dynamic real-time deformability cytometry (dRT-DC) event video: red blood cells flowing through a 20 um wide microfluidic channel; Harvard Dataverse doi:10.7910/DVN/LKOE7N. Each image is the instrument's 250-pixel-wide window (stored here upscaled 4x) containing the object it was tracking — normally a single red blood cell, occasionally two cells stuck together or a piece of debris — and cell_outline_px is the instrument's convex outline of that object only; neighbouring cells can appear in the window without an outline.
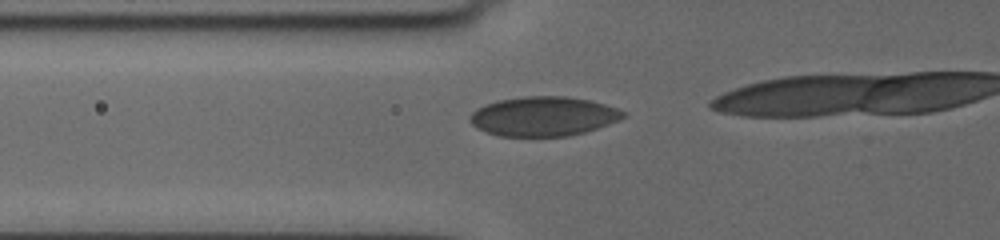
{"species": "human", "species_latin": "Homo sapiens", "temperature_condition": "cold", "stored_images_in_passage": 9, "camera_frame_rate_fps": 3000, "um_per_image_px": 0.085, "donor": {"sex": "female"}, "frame": {"image": 1, "passage_image": 4, "time_ms": 1.0, "image_size_px": [1000, 240], "cell_outline_px": [[624, 116], [620, 120], [584, 132], [568, 136], [500, 136], [476, 128], [468, 120], [472, 112], [476, 108], [500, 100], [524, 96], [568, 96], [588, 100], [604, 104], [616, 108], [624, 112]], "centroid_in_image_um": [46.17, 9.89], "position_along_channel_um": 79.6, "area_um2": 34.97}}
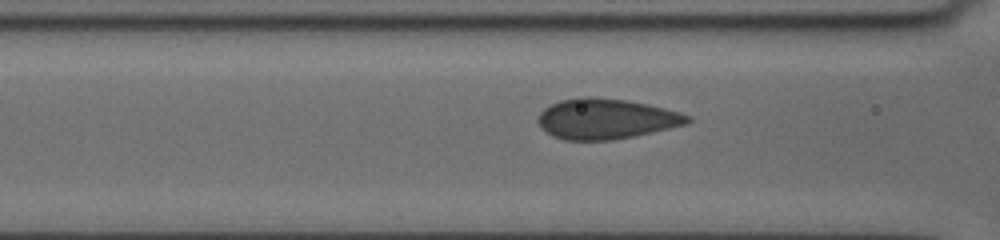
{"frame": {"image": 2, "passage_image": 7, "time_ms": 2.0, "image_size_px": [1000, 240], "cell_outline_px": [[692, 120], [688, 124], [652, 132], [612, 140], [564, 140], [552, 136], [540, 124], [540, 112], [544, 108], [560, 100], [580, 96], [592, 96], [628, 100], [648, 104], [680, 112], [692, 116]], "centroid_in_image_um": [51.56, 10.09], "position_along_channel_um": 115.0, "area_um2": 35.14}}